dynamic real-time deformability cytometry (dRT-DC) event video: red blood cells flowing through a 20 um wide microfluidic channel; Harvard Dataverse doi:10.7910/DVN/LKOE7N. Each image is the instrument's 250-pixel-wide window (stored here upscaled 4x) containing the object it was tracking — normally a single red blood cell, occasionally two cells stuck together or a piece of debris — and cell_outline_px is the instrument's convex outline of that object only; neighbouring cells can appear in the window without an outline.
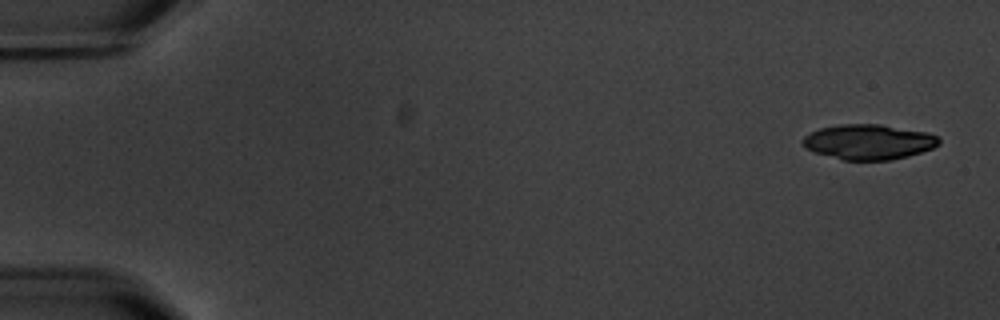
{"species": "common noctule bat (a hibernating species)", "species_latin": "Nyctalus noctula", "temperature_condition": "warm", "stored_images_in_passage": 6, "camera_frame_rate_fps": 3000, "um_per_image_px": 0.085, "animal": {"sex": "male", "body_mass_g": 20.1, "forearm_length_mm": 53.5}, "frame": {"image": 1, "passage_image": 1, "time_ms": 0.0, "image_size_px": [1000, 320], "cell_outline_px": [[940, 144], [932, 148], [908, 156], [892, 160], [844, 160], [816, 152], [808, 148], [800, 140], [804, 136], [820, 128], [840, 124], [880, 124], [928, 132], [936, 136], [940, 140]], "centroid_in_image_um": [73.86, 12.05], "position_along_channel_um": 11.1, "area_um2": 27.69}}
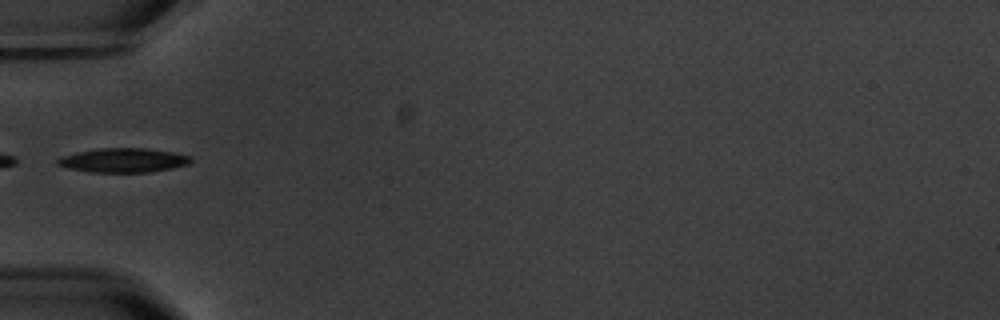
{"frame": {"image": 2, "passage_image": 6, "time_ms": 6.0, "image_size_px": [1000, 320], "cell_outline_px": [[192, 160], [188, 164], [172, 168], [148, 172], [88, 172], [68, 168], [56, 164], [56, 160], [60, 156], [76, 152], [96, 148], [144, 148], [172, 152], [192, 156]], "centroid_in_image_um": [10.44, 13.62], "position_along_channel_um": 74.6, "area_um2": 18.9}}